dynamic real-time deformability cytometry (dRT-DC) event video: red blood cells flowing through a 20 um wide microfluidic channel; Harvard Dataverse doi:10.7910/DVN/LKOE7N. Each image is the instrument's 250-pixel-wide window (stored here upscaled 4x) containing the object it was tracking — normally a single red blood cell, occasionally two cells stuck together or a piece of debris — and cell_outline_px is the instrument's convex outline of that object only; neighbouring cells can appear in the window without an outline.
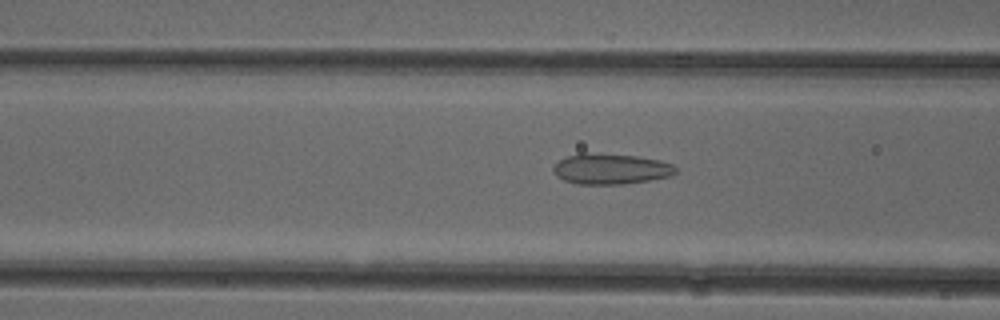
{"species": "common noctule bat (a hibernating species)", "species_latin": "Nyctalus noctula", "temperature_condition": "cold", "stored_images_in_passage": 52, "camera_frame_rate_fps": 3000, "um_per_image_px": 0.085, "animal": {"sex": "female"}, "frame": {"image": 1, "passage_image": 20, "time_ms": 6.333, "image_size_px": [1000, 320], "cell_outline_px": [[676, 172], [672, 176], [648, 180], [620, 184], [576, 184], [564, 180], [556, 176], [552, 172], [552, 168], [560, 160], [568, 156], [580, 152], [584, 152], [636, 156], [660, 160], [672, 164], [676, 168]], "centroid_in_image_um": [51.89, 14.35], "position_along_channel_um": 114.7, "area_um2": 21.85}}
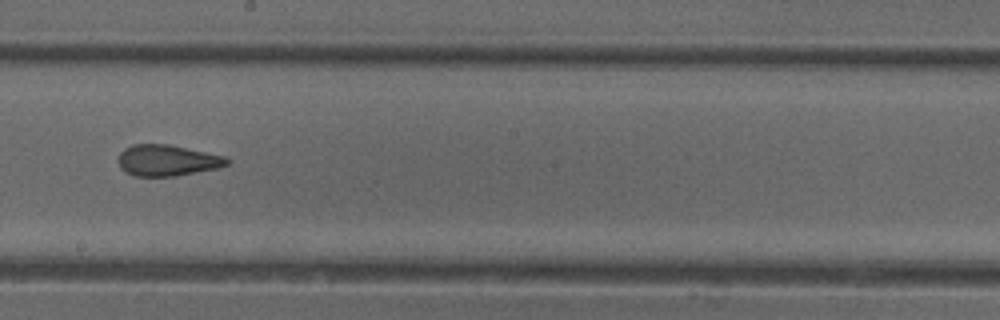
{"frame": {"image": 2, "passage_image": 29, "time_ms": 9.333, "image_size_px": [1000, 320], "cell_outline_px": [[232, 160], [228, 164], [216, 168], [176, 176], [132, 176], [120, 168], [116, 160], [120, 152], [124, 148], [132, 144], [168, 144], [228, 156]], "centroid_in_image_um": [14.2, 13.62], "position_along_channel_um": 234.0, "area_um2": 20.06}}
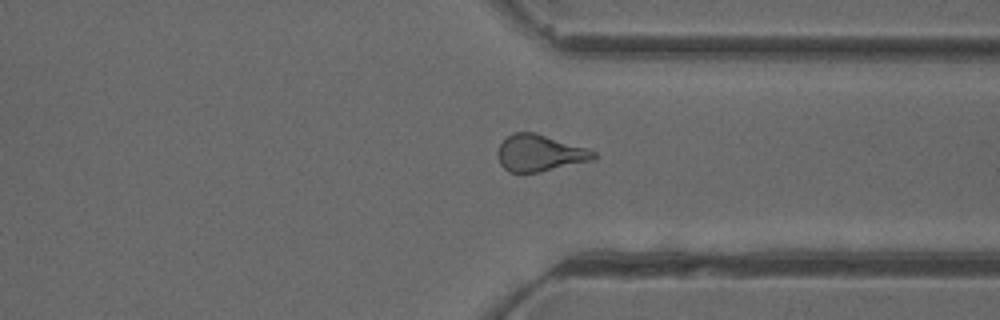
{"frame": {"image": 3, "passage_image": 39, "time_ms": 12.667, "image_size_px": [1000, 320], "cell_outline_px": [[596, 156], [592, 160], [540, 172], [508, 172], [500, 164], [496, 152], [500, 144], [512, 132], [536, 132], [588, 148], [596, 152]], "centroid_in_image_um": [45.86, 13.0], "position_along_channel_um": 365.5, "area_um2": 20.58}, "authors_computed_cell_mechanics": {"area_um2": 21.5883, "velocity_mm_per_s": 3.9614, "shape_relaxation_time_tau1_ms": null, "shape_relaxation_time_tau2_ms": 1.7442, "deformation_change_tau1": null, "deformation_change_tau2": 0.1081}}